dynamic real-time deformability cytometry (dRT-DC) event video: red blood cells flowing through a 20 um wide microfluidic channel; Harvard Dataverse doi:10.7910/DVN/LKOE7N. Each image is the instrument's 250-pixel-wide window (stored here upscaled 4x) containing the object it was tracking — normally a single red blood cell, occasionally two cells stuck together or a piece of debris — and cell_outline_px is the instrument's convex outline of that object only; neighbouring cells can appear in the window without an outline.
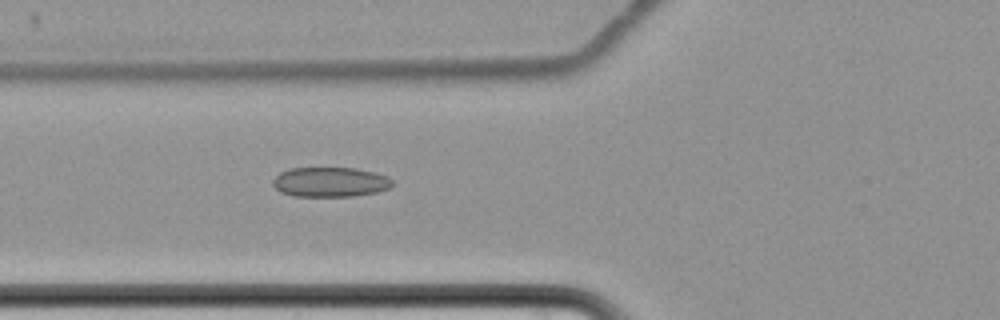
{"species": "common noctule bat (a hibernating species)", "species_latin": "Nyctalus noctula", "temperature_condition": "cold", "stored_images_in_passage": 7, "camera_frame_rate_fps": 3000, "um_per_image_px": 0.085, "animal": {"sex": "female", "body_mass_g": 22.7, "forearm_length_mm": 54.2}, "frame": {"image": 1, "passage_image": 7, "time_ms": 8.333, "image_size_px": [1000, 320], "cell_outline_px": [[392, 184], [388, 188], [376, 192], [352, 196], [292, 196], [280, 192], [272, 184], [272, 180], [280, 172], [288, 168], [356, 168], [388, 176], [392, 180]], "centroid_in_image_um": [28.02, 15.47], "position_along_channel_um": 97.8, "area_um2": 20.69}}